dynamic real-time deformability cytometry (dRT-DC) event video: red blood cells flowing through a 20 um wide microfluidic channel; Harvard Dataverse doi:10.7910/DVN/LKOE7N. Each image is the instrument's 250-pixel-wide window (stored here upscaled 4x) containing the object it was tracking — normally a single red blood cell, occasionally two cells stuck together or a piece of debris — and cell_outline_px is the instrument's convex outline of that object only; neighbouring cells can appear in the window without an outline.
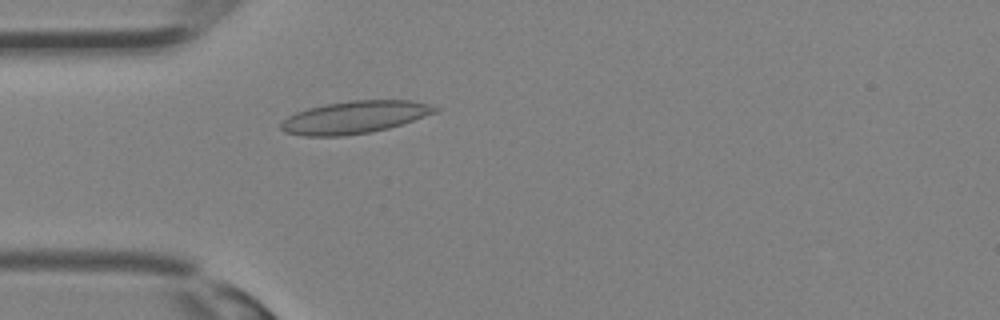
{"species": "Egyptian fruit bat (a non-hibernating species)", "species_latin": "Rousettus aegyptiacus", "temperature_condition": "room temperature", "stored_images_in_passage": 30, "camera_frame_rate_fps": 3000, "um_per_image_px": 0.085, "animal": {"sex": "female"}, "frame": {"image": 1, "passage_image": 7, "time_ms": 2.0, "image_size_px": [1000, 320], "cell_outline_px": [[440, 108], [436, 112], [388, 128], [372, 132], [344, 136], [304, 136], [284, 132], [280, 128], [280, 124], [288, 116], [296, 112], [308, 108], [328, 104], [352, 100], [408, 100], [428, 104]], "centroid_in_image_um": [30.11, 9.97], "position_along_channel_um": 54.9, "area_um2": 28.9}}
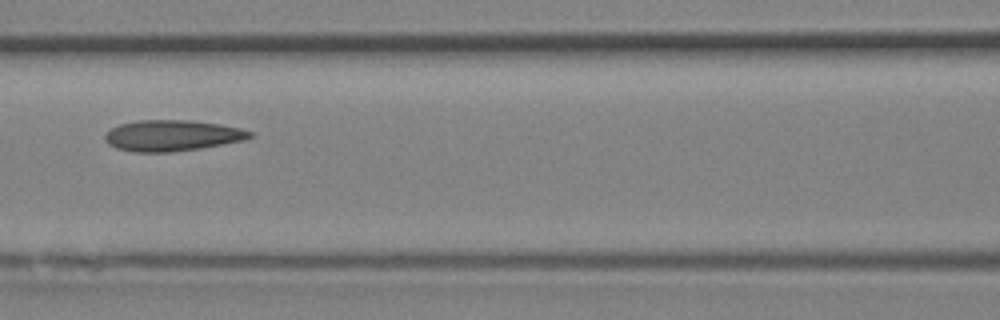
{"frame": {"image": 2, "passage_image": 12, "time_ms": 3.667, "image_size_px": [1000, 320], "cell_outline_px": [[252, 136], [244, 140], [200, 148], [172, 152], [136, 152], [116, 148], [108, 144], [104, 140], [104, 136], [112, 128], [120, 124], [136, 120], [188, 120], [220, 124], [240, 128], [252, 132]], "centroid_in_image_um": [14.61, 11.52], "position_along_channel_um": 152.0, "area_um2": 26.07}}
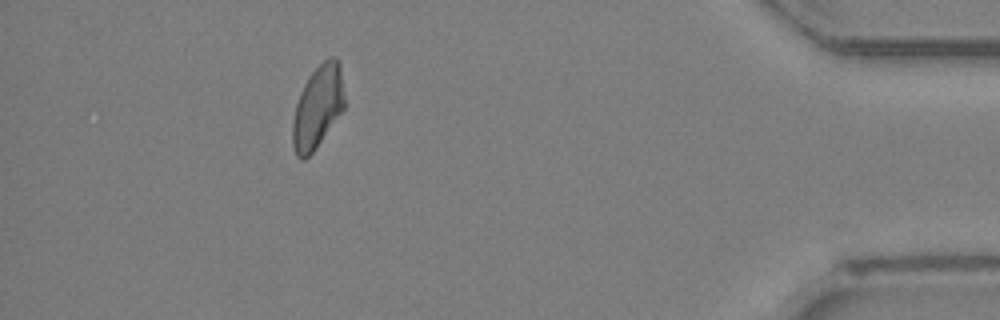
{"frame": {"image": 3, "passage_image": 27, "time_ms": 8.667, "image_size_px": [1000, 320], "cell_outline_px": [[344, 108], [316, 148], [304, 160], [300, 160], [296, 156], [292, 144], [292, 120], [296, 104], [300, 92], [308, 76], [328, 56], [336, 56], [340, 64], [344, 96]], "centroid_in_image_um": [26.99, 9.09], "position_along_channel_um": 408.2, "area_um2": 25.03}}